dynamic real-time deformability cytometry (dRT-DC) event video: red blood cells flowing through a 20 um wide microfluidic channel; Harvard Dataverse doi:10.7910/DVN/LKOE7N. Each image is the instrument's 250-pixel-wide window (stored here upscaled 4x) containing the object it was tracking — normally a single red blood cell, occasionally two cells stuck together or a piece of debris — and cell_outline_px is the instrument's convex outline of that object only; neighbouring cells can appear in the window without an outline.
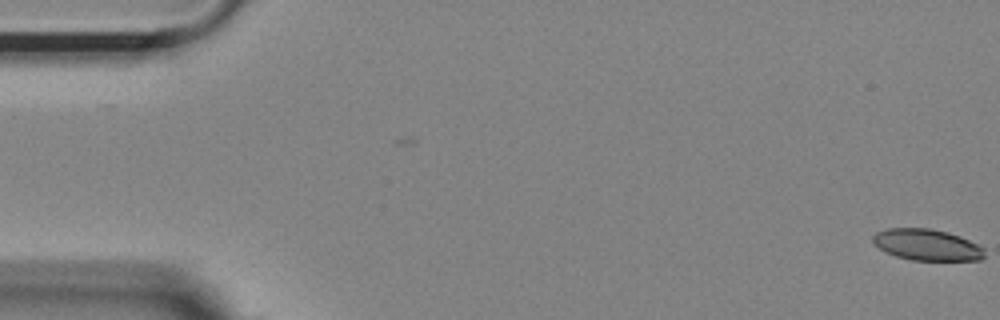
{"species": "Egyptian fruit bat (a non-hibernating species)", "species_latin": "Rousettus aegyptiacus", "temperature_condition": "room temperature", "stored_images_in_passage": 41, "camera_frame_rate_fps": 3000, "um_per_image_px": 0.085, "animal": {"sex": "female"}, "frame": {"image": 1, "passage_image": 1, "time_ms": 0.0, "image_size_px": [1000, 320], "cell_outline_px": [[984, 256], [980, 260], [912, 260], [896, 256], [884, 252], [872, 244], [872, 236], [876, 232], [888, 228], [932, 228], [948, 232], [960, 236], [984, 248]], "centroid_in_image_um": [78.74, 20.8], "position_along_channel_um": 6.3, "area_um2": 20.52}}
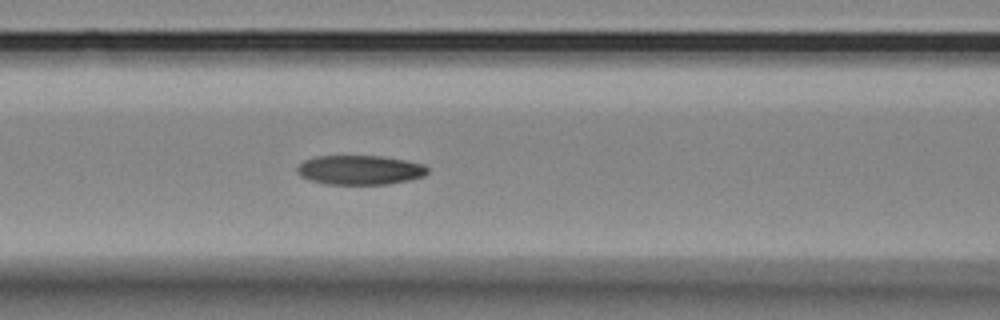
{"frame": {"image": 2, "passage_image": 23, "time_ms": 7.333, "image_size_px": [1000, 320], "cell_outline_px": [[428, 172], [424, 176], [408, 180], [388, 184], [328, 184], [308, 180], [300, 176], [296, 172], [296, 168], [304, 160], [316, 156], [380, 156], [404, 160], [424, 164], [428, 168]], "centroid_in_image_um": [30.57, 14.45], "position_along_channel_um": 136.0, "area_um2": 22.37}}
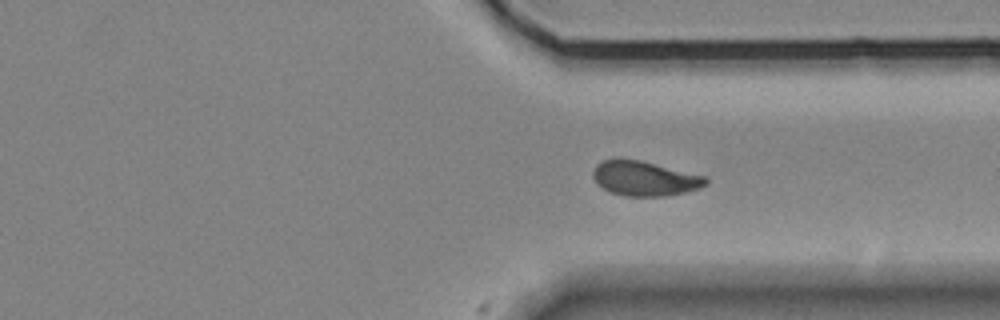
{"frame": {"image": 3, "passage_image": 41, "time_ms": 13.333, "image_size_px": [1000, 320], "cell_outline_px": [[708, 184], [700, 188], [684, 192], [664, 196], [624, 196], [612, 192], [596, 184], [592, 176], [592, 172], [596, 164], [604, 160], [620, 156], [640, 160], [708, 176]], "centroid_in_image_um": [54.78, 15.14], "position_along_channel_um": 356.6, "area_um2": 23.29}}